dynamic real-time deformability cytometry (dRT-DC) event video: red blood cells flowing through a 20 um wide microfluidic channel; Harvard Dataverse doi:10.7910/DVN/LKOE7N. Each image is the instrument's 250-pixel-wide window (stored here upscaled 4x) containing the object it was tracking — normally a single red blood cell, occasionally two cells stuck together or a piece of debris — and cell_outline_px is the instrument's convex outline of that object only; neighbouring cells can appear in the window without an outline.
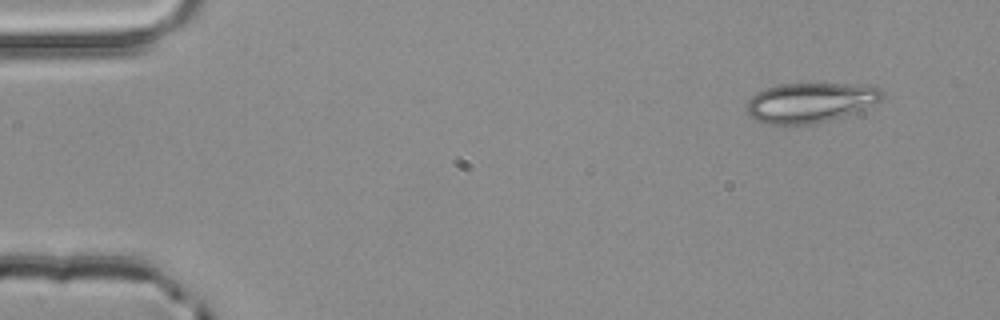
{"species": "common noctule bat (a hibernating species)", "species_latin": "Nyctalus noctula", "temperature_condition": "room temperature", "stored_images_in_passage": 4, "camera_frame_rate_fps": 3000, "um_per_image_px": 0.085, "animal": {"sex": "male", "body_mass_g": 20.4}, "frame": {"image": 1, "passage_image": 1, "time_ms": 0.0, "image_size_px": [1000, 320], "cell_outline_px": [[884, 96], [880, 100], [852, 112], [816, 124], [768, 124], [756, 120], [748, 112], [748, 100], [756, 92], [764, 88], [780, 84], [860, 84], [880, 88], [884, 92]], "centroid_in_image_um": [68.84, 8.7], "position_along_channel_um": 16.2, "area_um2": 30.98}}